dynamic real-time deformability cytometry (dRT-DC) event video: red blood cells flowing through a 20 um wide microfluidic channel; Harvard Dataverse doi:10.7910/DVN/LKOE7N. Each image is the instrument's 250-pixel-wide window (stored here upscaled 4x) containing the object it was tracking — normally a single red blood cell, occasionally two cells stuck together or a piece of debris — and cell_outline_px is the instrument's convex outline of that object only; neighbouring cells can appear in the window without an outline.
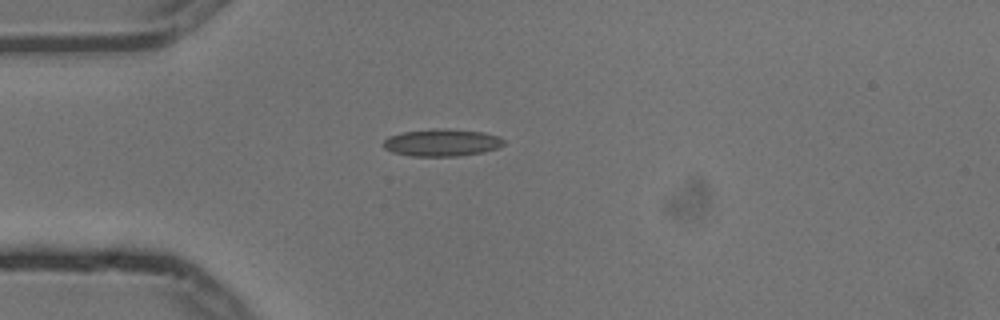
{"species": "common noctule bat (a hibernating species)", "species_latin": "Nyctalus noctula", "temperature_condition": "cold", "stored_images_in_passage": 1, "camera_frame_rate_fps": 3000, "um_per_image_px": 0.085, "animal": {"sex": "male", "body_mass_g": 13.3}, "frame": {"image": 1, "passage_image": 1, "time_ms": 0.0, "image_size_px": [1000, 320], "cell_outline_px": [[504, 144], [496, 148], [484, 152], [456, 156], [412, 156], [392, 152], [384, 148], [384, 140], [388, 136], [404, 132], [484, 132], [500, 136], [504, 140]], "centroid_in_image_um": [37.57, 12.19], "position_along_channel_um": 47.4, "area_um2": 17.86}}